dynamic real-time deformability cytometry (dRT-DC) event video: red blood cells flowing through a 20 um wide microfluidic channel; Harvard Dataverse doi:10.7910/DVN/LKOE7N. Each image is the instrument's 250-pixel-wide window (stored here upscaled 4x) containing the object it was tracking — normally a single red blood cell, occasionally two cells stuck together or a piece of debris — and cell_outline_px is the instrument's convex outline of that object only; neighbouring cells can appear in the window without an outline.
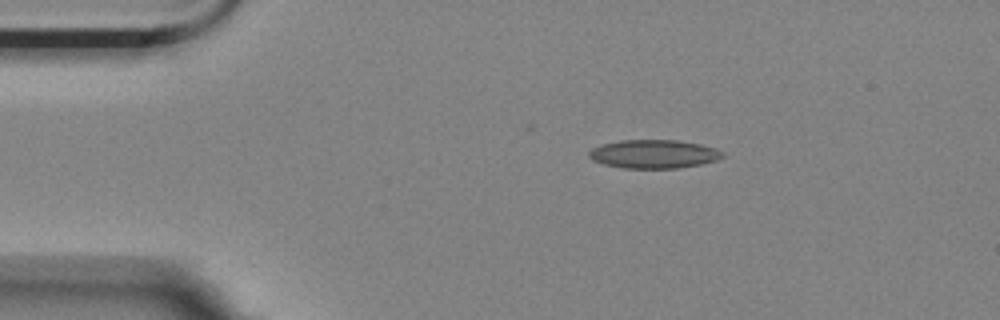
{"species": "Egyptian fruit bat (a non-hibernating species)", "species_latin": "Rousettus aegyptiacus", "temperature_condition": "room temperature", "stored_images_in_passage": 40, "camera_frame_rate_fps": 3000, "um_per_image_px": 0.085, "animal": {"sex": "female"}, "frame": {"image": 1, "passage_image": 1, "time_ms": 0.0, "image_size_px": [1000, 320], "cell_outline_px": [[724, 156], [716, 160], [700, 164], [676, 168], [624, 168], [604, 164], [592, 160], [588, 156], [588, 152], [592, 148], [600, 144], [620, 140], [676, 140], [700, 144], [716, 148], [724, 152]], "centroid_in_image_um": [55.55, 13.08], "position_along_channel_um": 29.5, "area_um2": 22.25}}
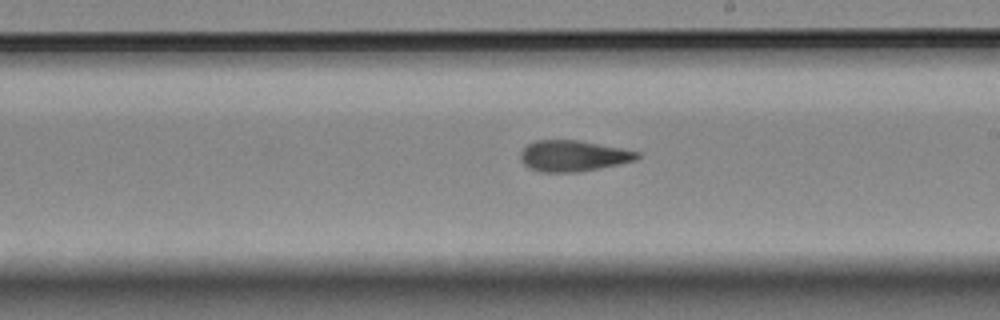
{"frame": {"image": 2, "passage_image": 23, "time_ms": 7.333, "image_size_px": [1000, 320], "cell_outline_px": [[640, 156], [636, 160], [576, 172], [540, 172], [528, 168], [520, 160], [520, 152], [528, 144], [536, 140], [580, 140], [640, 152]], "centroid_in_image_um": [48.67, 13.24], "position_along_channel_um": 240.3, "area_um2": 20.92}}
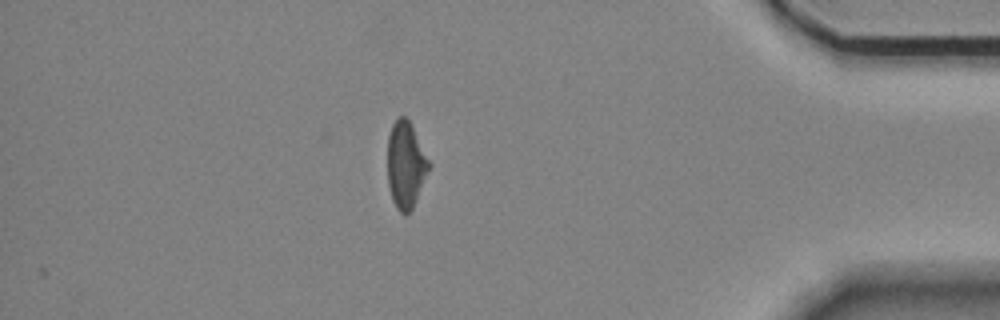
{"frame": {"image": 3, "passage_image": 40, "time_ms": 13.0, "image_size_px": [1000, 320], "cell_outline_px": [[432, 164], [412, 208], [408, 212], [400, 212], [396, 208], [392, 200], [388, 184], [388, 136], [392, 124], [396, 116], [404, 116], [408, 120]], "centroid_in_image_um": [34.48, 13.99], "position_along_channel_um": 400.7, "area_um2": 20.75}, "authors_computed_cell_mechanics": {"area_um2": 21.5594, "velocity_mm_per_s": 3.5161, "shape_relaxation_time_tau1_ms": null, "shape_relaxation_time_tau2_ms": 3.6693, "deformation_change_tau1": null, "deformation_change_tau2": 0.1225}}